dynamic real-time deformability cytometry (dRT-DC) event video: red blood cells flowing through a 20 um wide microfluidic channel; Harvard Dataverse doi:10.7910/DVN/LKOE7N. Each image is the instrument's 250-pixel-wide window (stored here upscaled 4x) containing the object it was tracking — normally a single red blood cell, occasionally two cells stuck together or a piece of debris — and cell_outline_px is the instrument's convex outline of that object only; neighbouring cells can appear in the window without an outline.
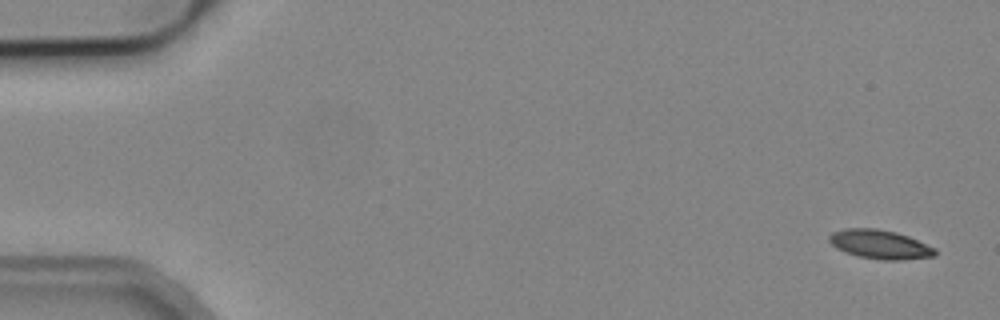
{"species": "common noctule bat (a hibernating species)", "species_latin": "Nyctalus noctula", "temperature_condition": "cold", "stored_images_in_passage": 5, "camera_frame_rate_fps": 3000, "um_per_image_px": 0.085, "animal": {"sex": "male", "body_mass_g": 19.2, "forearm_length_mm": 51.8}, "frame": {"image": 1, "passage_image": 1, "time_ms": 0.0, "image_size_px": [1000, 320], "cell_outline_px": [[936, 256], [900, 260], [884, 260], [856, 256], [836, 248], [828, 240], [828, 236], [832, 232], [844, 228], [876, 228], [896, 232], [908, 236], [936, 248]], "centroid_in_image_um": [74.78, 20.77], "position_along_channel_um": 10.2, "area_um2": 17.98}}
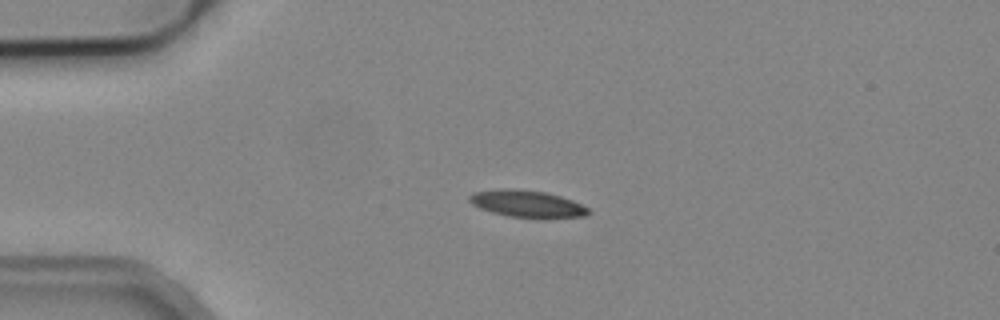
{"frame": {"image": 2, "passage_image": 4, "time_ms": 3.667, "image_size_px": [1000, 320], "cell_outline_px": [[588, 212], [584, 216], [508, 216], [492, 212], [480, 208], [472, 204], [468, 200], [468, 196], [472, 192], [500, 188], [516, 188], [544, 192], [560, 196], [572, 200], [588, 208]], "centroid_in_image_um": [44.68, 17.27], "position_along_channel_um": 40.3, "area_um2": 18.09}}